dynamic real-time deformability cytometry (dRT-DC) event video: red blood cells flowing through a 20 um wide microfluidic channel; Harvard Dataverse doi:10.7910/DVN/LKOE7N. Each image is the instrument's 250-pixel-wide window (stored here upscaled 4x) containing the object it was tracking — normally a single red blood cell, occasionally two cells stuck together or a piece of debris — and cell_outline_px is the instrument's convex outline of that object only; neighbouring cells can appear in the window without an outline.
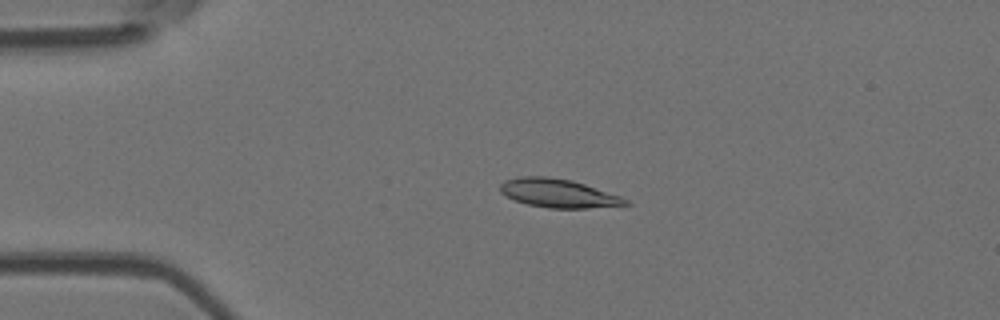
{"species": "Egyptian fruit bat (a non-hibernating species)", "species_latin": "Rousettus aegyptiacus", "temperature_condition": "room temperature", "stored_images_in_passage": 5, "camera_frame_rate_fps": 3000, "um_per_image_px": 0.085, "animal": {"sex": "female"}, "frame": {"image": 1, "passage_image": 4, "time_ms": 3.667, "image_size_px": [1000, 320], "cell_outline_px": [[632, 204], [588, 208], [548, 208], [528, 204], [516, 200], [500, 192], [500, 184], [504, 180], [520, 176], [548, 176], [572, 180], [620, 196], [628, 200]], "centroid_in_image_um": [47.44, 16.42], "position_along_channel_um": 37.6, "area_um2": 20.75}}